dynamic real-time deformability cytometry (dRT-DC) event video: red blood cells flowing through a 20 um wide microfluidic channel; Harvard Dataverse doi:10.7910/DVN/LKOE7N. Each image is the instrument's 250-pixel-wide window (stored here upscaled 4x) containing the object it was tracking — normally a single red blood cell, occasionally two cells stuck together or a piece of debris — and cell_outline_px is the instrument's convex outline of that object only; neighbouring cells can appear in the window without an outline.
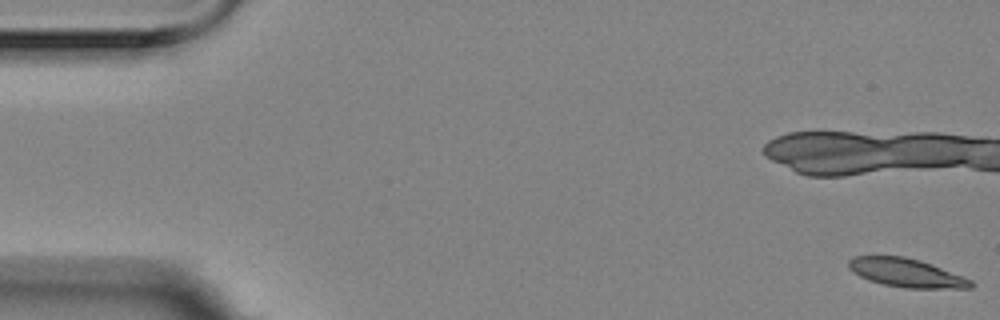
{"species": "Egyptian fruit bat (a non-hibernating species)", "species_latin": "Rousettus aegyptiacus", "temperature_condition": "room temperature", "stored_images_in_passage": 16, "camera_frame_rate_fps": 3000, "um_per_image_px": 0.085, "animal": {"sex": "female"}, "frame": {"image": 1, "passage_image": 1, "time_ms": 0.0, "image_size_px": [1000, 320], "cell_outline_px": [[976, 284], [972, 288], [908, 288], [884, 284], [868, 280], [852, 272], [848, 268], [848, 260], [852, 256], [904, 256], [920, 260], [972, 280]], "centroid_in_image_um": [77.02, 23.18], "position_along_channel_um": 8.0, "area_um2": 20.29}}